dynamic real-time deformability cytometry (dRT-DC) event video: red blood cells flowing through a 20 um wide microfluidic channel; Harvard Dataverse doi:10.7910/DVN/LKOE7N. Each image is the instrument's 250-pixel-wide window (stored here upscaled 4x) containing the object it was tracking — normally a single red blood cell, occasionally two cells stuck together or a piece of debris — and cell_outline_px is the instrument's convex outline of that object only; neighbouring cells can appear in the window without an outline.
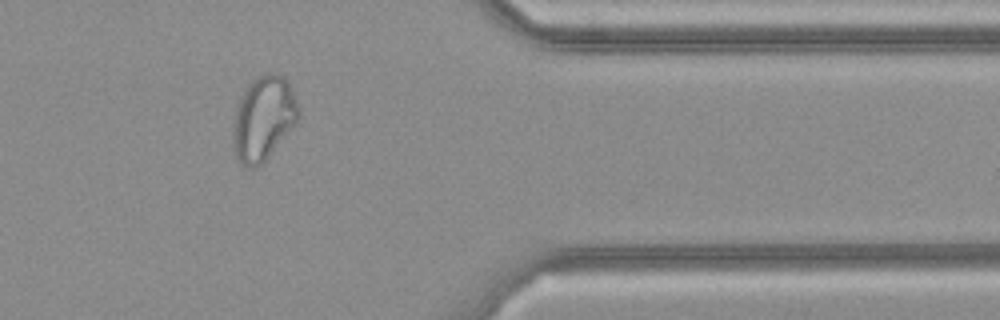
{"species": "common noctule bat (a hibernating species)", "species_latin": "Nyctalus noctula", "temperature_condition": "cold", "stored_images_in_passage": 32, "camera_frame_rate_fps": 3000, "um_per_image_px": 0.085, "animal": {"sex": "female", "body_mass_g": 21.9}, "frame": {"image": 1, "passage_image": 28, "time_ms": 9.0, "image_size_px": [1000, 320], "cell_outline_px": [[300, 116], [268, 156], [256, 168], [248, 168], [236, 156], [232, 136], [232, 132], [236, 108], [240, 96], [248, 84], [252, 80], [260, 76], [284, 76], [292, 92], [300, 112]], "centroid_in_image_um": [22.35, 10.08], "position_along_channel_um": 389.0, "area_um2": 31.04}}